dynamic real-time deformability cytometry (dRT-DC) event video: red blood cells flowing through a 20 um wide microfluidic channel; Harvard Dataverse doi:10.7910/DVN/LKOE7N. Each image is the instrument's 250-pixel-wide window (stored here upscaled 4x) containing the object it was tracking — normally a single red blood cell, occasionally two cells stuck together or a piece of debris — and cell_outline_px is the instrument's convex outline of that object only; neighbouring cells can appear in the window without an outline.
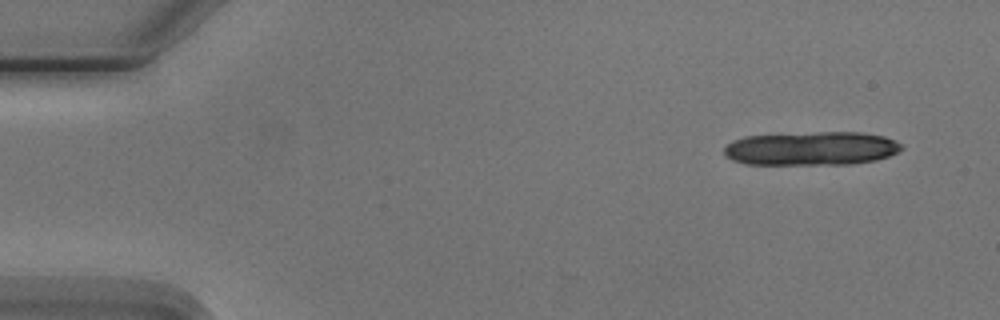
{"species": "Egyptian fruit bat (a non-hibernating species)", "species_latin": "Rousettus aegyptiacus", "temperature_condition": "cold", "stored_images_in_passage": 4, "camera_frame_rate_fps": 3000, "um_per_image_px": 0.085, "animal": {"sex": "male"}, "frame": {"image": 1, "passage_image": 1, "time_ms": 0.0, "image_size_px": [1000, 320], "cell_outline_px": [[904, 148], [900, 152], [876, 160], [852, 164], [744, 164], [732, 160], [724, 156], [724, 148], [732, 140], [744, 136], [820, 132], [860, 132], [884, 136], [896, 140], [904, 144]], "centroid_in_image_um": [69.0, 12.62], "position_along_channel_um": 16.0, "area_um2": 35.2}}